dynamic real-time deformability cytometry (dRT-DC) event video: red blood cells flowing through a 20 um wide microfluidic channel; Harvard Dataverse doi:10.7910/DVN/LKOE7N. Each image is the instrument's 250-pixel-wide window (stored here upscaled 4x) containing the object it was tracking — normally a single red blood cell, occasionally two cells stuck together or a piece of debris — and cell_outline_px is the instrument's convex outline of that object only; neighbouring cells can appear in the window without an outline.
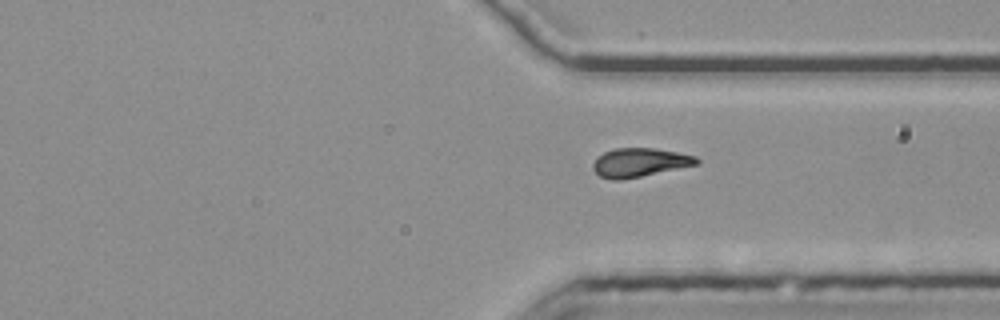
{"species": "common noctule bat (a hibernating species)", "species_latin": "Nyctalus noctula", "temperature_condition": "room temperature", "stored_images_in_passage": 12, "camera_frame_rate_fps": 3000, "um_per_image_px": 0.085, "animal": {"sex": "female", "body_mass_g": 25.1}, "frame": {"image": 1, "passage_image": 12, "time_ms": 3.667, "image_size_px": [1000, 320], "cell_outline_px": [[700, 164], [620, 180], [612, 180], [600, 176], [592, 168], [592, 164], [604, 152], [616, 148], [656, 148], [696, 156], [700, 160]], "centroid_in_image_um": [54.4, 13.81], "position_along_channel_um": 357.0, "area_um2": 17.22}}